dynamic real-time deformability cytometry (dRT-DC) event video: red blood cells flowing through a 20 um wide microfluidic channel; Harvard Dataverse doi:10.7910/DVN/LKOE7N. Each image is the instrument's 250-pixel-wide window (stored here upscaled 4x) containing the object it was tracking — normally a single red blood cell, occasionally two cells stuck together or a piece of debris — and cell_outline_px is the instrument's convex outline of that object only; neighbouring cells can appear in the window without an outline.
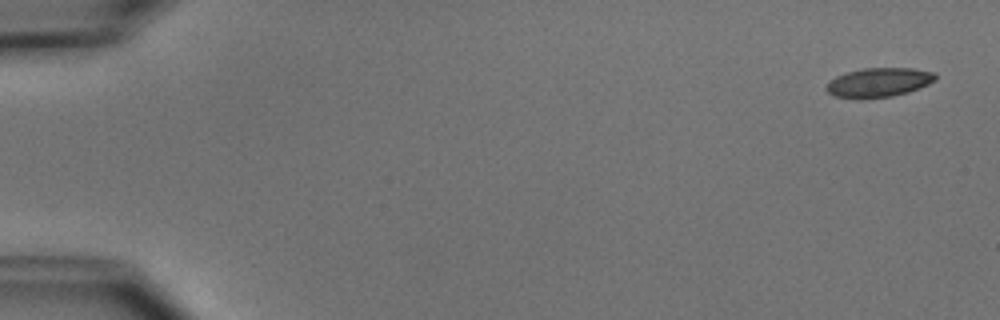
{"species": "common noctule bat (a hibernating species)", "species_latin": "Nyctalus noctula", "temperature_condition": "cold", "stored_images_in_passage": 5, "camera_frame_rate_fps": 3000, "um_per_image_px": 0.085, "animal": {"sex": "male", "body_mass_g": 15.6}, "frame": {"image": 1, "passage_image": 1, "time_ms": 0.0, "image_size_px": [1000, 320], "cell_outline_px": [[936, 80], [920, 88], [908, 92], [892, 96], [860, 100], [836, 96], [828, 92], [824, 88], [828, 80], [836, 76], [848, 72], [864, 68], [912, 68], [936, 72]], "centroid_in_image_um": [74.68, 7.02], "position_along_channel_um": 10.3, "area_um2": 18.9}}
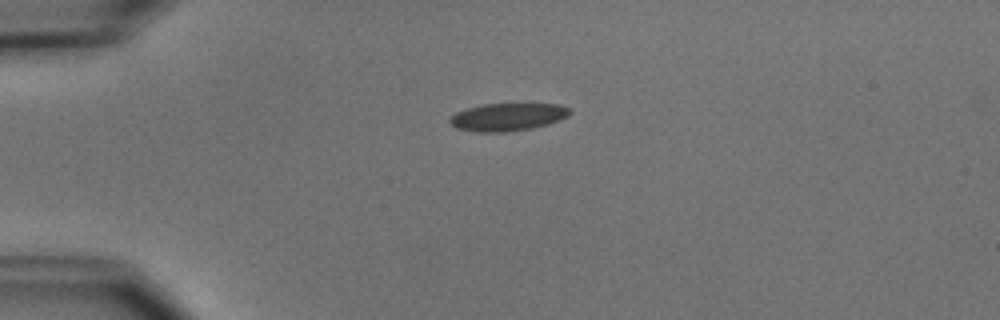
{"frame": {"image": 2, "passage_image": 4, "time_ms": 3.667, "image_size_px": [1000, 320], "cell_outline_px": [[572, 112], [568, 116], [548, 124], [532, 128], [504, 132], [476, 132], [456, 128], [448, 120], [456, 112], [468, 108], [484, 104], [560, 104], [572, 108]], "centroid_in_image_um": [43.18, 9.94], "position_along_channel_um": 41.8, "area_um2": 19.36}}